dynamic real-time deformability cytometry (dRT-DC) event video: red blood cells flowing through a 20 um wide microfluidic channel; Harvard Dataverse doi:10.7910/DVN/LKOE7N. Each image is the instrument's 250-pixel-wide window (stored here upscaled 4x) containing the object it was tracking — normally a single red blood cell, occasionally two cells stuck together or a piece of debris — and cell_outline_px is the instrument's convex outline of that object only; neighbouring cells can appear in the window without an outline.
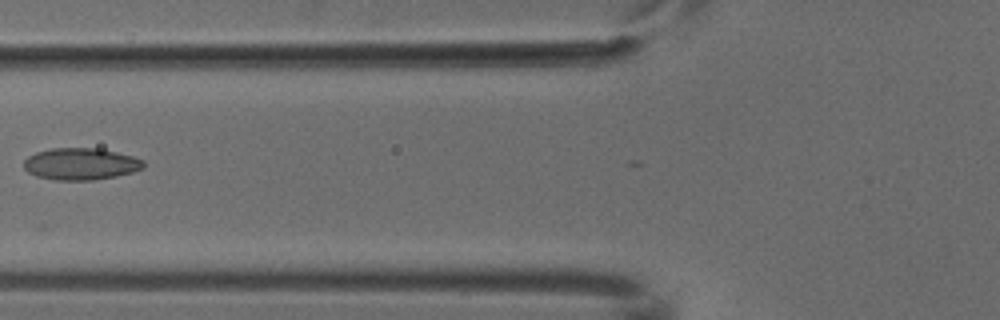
{"species": "common noctule bat (a hibernating species)", "species_latin": "Nyctalus noctula", "temperature_condition": "cold", "stored_images_in_passage": 6, "camera_frame_rate_fps": 3000, "um_per_image_px": 0.085, "animal": {"sex": "male", "body_mass_g": 18.8}, "frame": {"image": 1, "passage_image": 5, "time_ms": 1.333, "image_size_px": [1000, 320], "cell_outline_px": [[144, 168], [132, 172], [116, 176], [96, 180], [56, 180], [36, 176], [28, 172], [24, 168], [24, 160], [28, 156], [36, 152], [52, 148], [100, 148], [132, 156], [144, 160]], "centroid_in_image_um": [6.86, 13.93], "position_along_channel_um": 118.9, "area_um2": 22.31}}
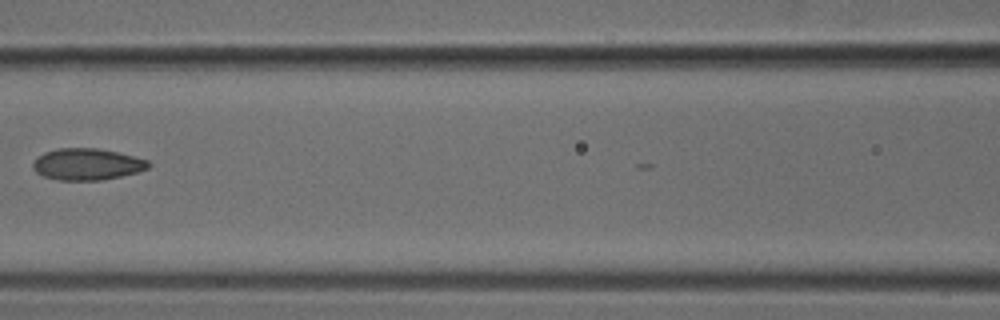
{"frame": {"image": 2, "passage_image": 6, "time_ms": 1.667, "image_size_px": [1000, 320], "cell_outline_px": [[152, 164], [148, 168], [136, 172], [120, 176], [100, 180], [60, 180], [44, 176], [36, 172], [32, 168], [32, 164], [44, 152], [56, 148], [96, 148], [116, 152], [148, 160]], "centroid_in_image_um": [7.39, 13.95], "position_along_channel_um": 159.2, "area_um2": 21.04}}